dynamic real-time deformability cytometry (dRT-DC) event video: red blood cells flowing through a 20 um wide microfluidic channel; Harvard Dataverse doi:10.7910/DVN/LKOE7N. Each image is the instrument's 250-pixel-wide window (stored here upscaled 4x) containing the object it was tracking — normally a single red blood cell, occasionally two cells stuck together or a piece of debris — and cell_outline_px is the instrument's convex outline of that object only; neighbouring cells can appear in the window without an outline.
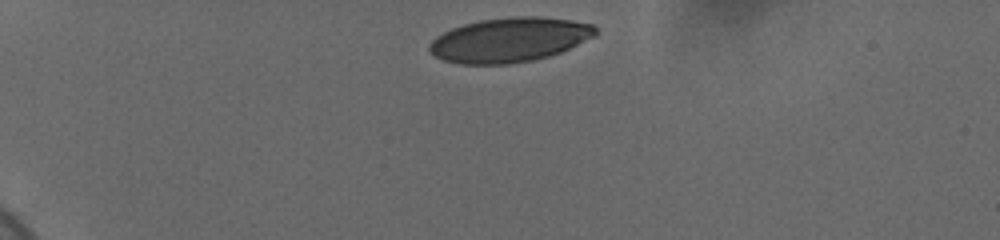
{"species": "human", "species_latin": "Homo sapiens", "temperature_condition": "cold", "stored_images_in_passage": 9, "camera_frame_rate_fps": 3000, "um_per_image_px": 0.085, "donor": {"sex": "female"}, "frame": {"image": 1, "passage_image": 1, "time_ms": 0.0, "image_size_px": [1000, 240], "cell_outline_px": [[600, 32], [596, 36], [560, 52], [548, 56], [532, 60], [508, 64], [460, 64], [444, 60], [428, 52], [428, 44], [436, 36], [452, 28], [464, 24], [480, 20], [512, 16], [540, 16], [572, 20], [592, 24]], "centroid_in_image_um": [43.31, 3.38], "position_along_channel_um": 41.7, "area_um2": 43.23}}
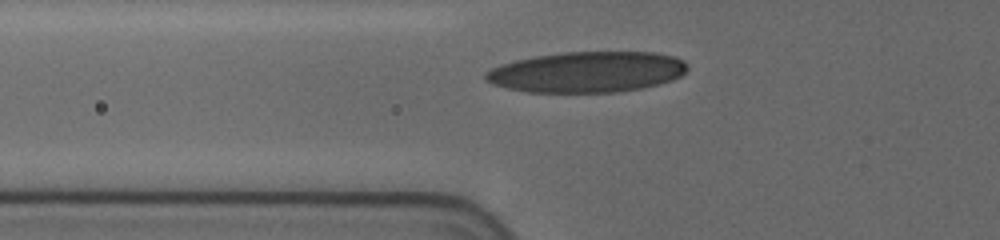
{"frame": {"image": 2, "passage_image": 7, "time_ms": 2.667, "image_size_px": [1000, 240], "cell_outline_px": [[688, 68], [680, 76], [672, 80], [640, 88], [616, 92], [528, 92], [508, 88], [492, 84], [484, 80], [484, 72], [500, 64], [516, 60], [536, 56], [564, 52], [656, 52], [676, 56], [684, 60], [688, 64]], "centroid_in_image_um": [49.9, 6.11], "position_along_channel_um": 75.9, "area_um2": 48.03}}
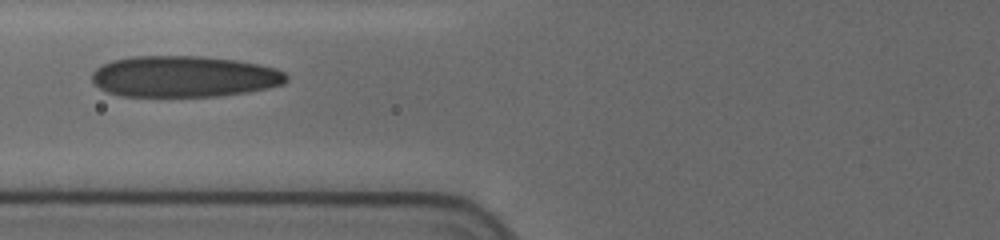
{"frame": {"image": 3, "passage_image": 8, "time_ms": 3.667, "image_size_px": [1000, 240], "cell_outline_px": [[288, 80], [284, 84], [268, 88], [248, 92], [216, 96], [124, 96], [108, 92], [100, 88], [92, 80], [92, 72], [96, 68], [112, 60], [132, 56], [204, 56], [236, 60], [260, 64], [276, 68], [284, 72], [288, 76]], "centroid_in_image_um": [15.68, 6.49], "position_along_channel_um": 110.1, "area_um2": 46.88}}